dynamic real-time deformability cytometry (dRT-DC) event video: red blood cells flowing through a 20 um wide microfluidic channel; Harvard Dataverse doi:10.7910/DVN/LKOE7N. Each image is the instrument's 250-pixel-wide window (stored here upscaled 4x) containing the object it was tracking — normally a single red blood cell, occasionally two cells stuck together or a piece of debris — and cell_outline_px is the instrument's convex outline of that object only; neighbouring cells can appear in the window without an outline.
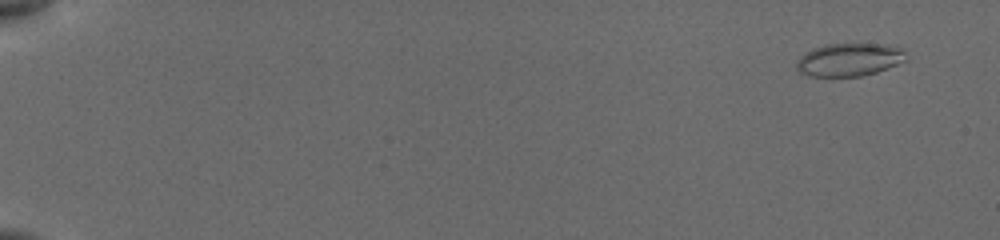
{"species": "common noctule bat (a hibernating species)", "species_latin": "Nyctalus noctula", "temperature_condition": "cold", "stored_images_in_passage": 75, "camera_frame_rate_fps": 3000, "um_per_image_px": 0.085, "animal": {"sex": "female", "body_mass_g": 19.5, "forearm_length_mm": 54.1}, "frame": {"image": 1, "passage_image": 1, "time_ms": 0.0, "image_size_px": [1000, 240], "cell_outline_px": [[908, 60], [888, 68], [876, 72], [860, 76], [808, 76], [800, 72], [796, 68], [796, 60], [804, 52], [812, 48], [824, 44], [884, 44], [904, 48]], "centroid_in_image_um": [72.19, 5.06], "position_along_channel_um": 12.8, "area_um2": 21.33}}
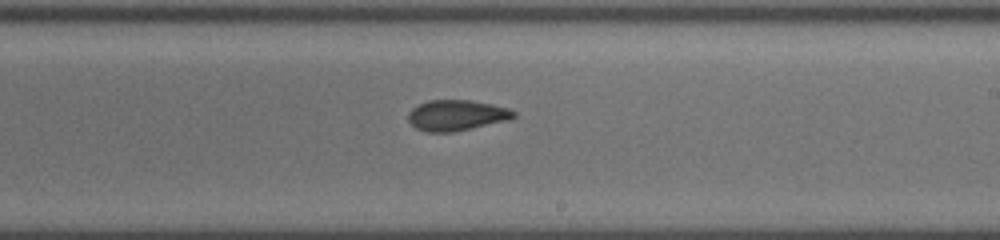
{"frame": {"image": 2, "passage_image": 53, "time_ms": 10.667, "image_size_px": [1000, 240], "cell_outline_px": [[516, 116], [508, 120], [452, 132], [424, 132], [416, 128], [408, 120], [408, 112], [412, 108], [428, 100], [468, 100], [492, 104], [508, 108], [516, 112]], "centroid_in_image_um": [38.79, 9.8], "position_along_channel_um": 250.2, "area_um2": 18.79}}
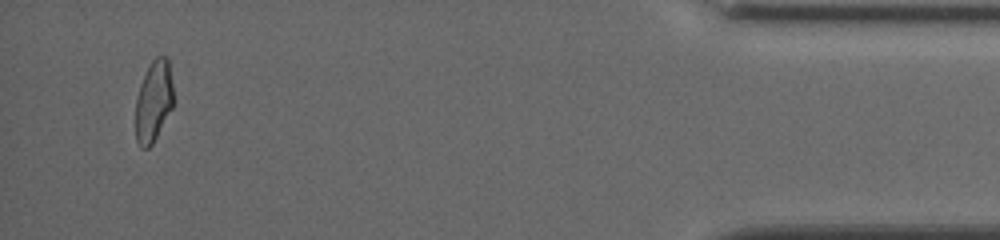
{"frame": {"image": 3, "passage_image": 72, "time_ms": 16.667, "image_size_px": [1000, 240], "cell_outline_px": [[172, 108], [152, 144], [148, 148], [140, 148], [136, 140], [136, 96], [140, 84], [152, 60], [156, 56], [168, 56], [172, 84]], "centroid_in_image_um": [13.04, 8.6], "position_along_channel_um": 422.2, "area_um2": 17.74}, "authors_computed_cell_mechanics": {"area_um2": 19.941, "velocity_mm_per_s": 3.8862, "shape_relaxation_time_tau1_ms": 4.5648, "shape_relaxation_time_tau2_ms": 1.598, "deformation_change_tau1": 0.1251, "deformation_change_tau2": 0.0525}}